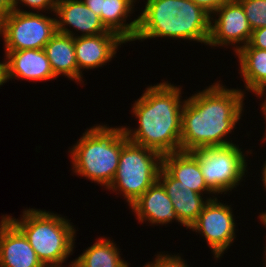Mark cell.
Instances as JSON below:
<instances>
[{
	"label": "cell",
	"mask_w": 266,
	"mask_h": 267,
	"mask_svg": "<svg viewBox=\"0 0 266 267\" xmlns=\"http://www.w3.org/2000/svg\"><path fill=\"white\" fill-rule=\"evenodd\" d=\"M44 51L56 78L62 75L79 84L78 65L72 36L56 32L44 46Z\"/></svg>",
	"instance_id": "d6986e66"
},
{
	"label": "cell",
	"mask_w": 266,
	"mask_h": 267,
	"mask_svg": "<svg viewBox=\"0 0 266 267\" xmlns=\"http://www.w3.org/2000/svg\"><path fill=\"white\" fill-rule=\"evenodd\" d=\"M137 0H104L101 11V22L105 28L118 34L127 43L134 40L138 18L126 22L130 14L134 13Z\"/></svg>",
	"instance_id": "ffe728a7"
},
{
	"label": "cell",
	"mask_w": 266,
	"mask_h": 267,
	"mask_svg": "<svg viewBox=\"0 0 266 267\" xmlns=\"http://www.w3.org/2000/svg\"><path fill=\"white\" fill-rule=\"evenodd\" d=\"M220 81L186 97L182 109L181 151L234 144V132L244 112L245 93Z\"/></svg>",
	"instance_id": "6da1fadb"
},
{
	"label": "cell",
	"mask_w": 266,
	"mask_h": 267,
	"mask_svg": "<svg viewBox=\"0 0 266 267\" xmlns=\"http://www.w3.org/2000/svg\"><path fill=\"white\" fill-rule=\"evenodd\" d=\"M120 249L109 237H99L93 245L75 258L73 267H129Z\"/></svg>",
	"instance_id": "44dd1931"
},
{
	"label": "cell",
	"mask_w": 266,
	"mask_h": 267,
	"mask_svg": "<svg viewBox=\"0 0 266 267\" xmlns=\"http://www.w3.org/2000/svg\"><path fill=\"white\" fill-rule=\"evenodd\" d=\"M251 151L245 152V155L244 150L234 143L190 152L198 159L206 185L218 195L230 193L244 180L248 173L246 157L249 153L252 154Z\"/></svg>",
	"instance_id": "52a82bcc"
},
{
	"label": "cell",
	"mask_w": 266,
	"mask_h": 267,
	"mask_svg": "<svg viewBox=\"0 0 266 267\" xmlns=\"http://www.w3.org/2000/svg\"><path fill=\"white\" fill-rule=\"evenodd\" d=\"M69 148L72 171L107 189L112 183L123 148V128L96 124Z\"/></svg>",
	"instance_id": "277c9868"
},
{
	"label": "cell",
	"mask_w": 266,
	"mask_h": 267,
	"mask_svg": "<svg viewBox=\"0 0 266 267\" xmlns=\"http://www.w3.org/2000/svg\"><path fill=\"white\" fill-rule=\"evenodd\" d=\"M248 44L253 48L266 50V27L253 30Z\"/></svg>",
	"instance_id": "d4e9b609"
},
{
	"label": "cell",
	"mask_w": 266,
	"mask_h": 267,
	"mask_svg": "<svg viewBox=\"0 0 266 267\" xmlns=\"http://www.w3.org/2000/svg\"><path fill=\"white\" fill-rule=\"evenodd\" d=\"M260 222H261V224H263V226H265V228H266V224H265L262 220H260ZM263 256H264V258H263V259H264V263H263V265L265 264L263 267H266V245L264 246V255H263Z\"/></svg>",
	"instance_id": "1f68e13d"
},
{
	"label": "cell",
	"mask_w": 266,
	"mask_h": 267,
	"mask_svg": "<svg viewBox=\"0 0 266 267\" xmlns=\"http://www.w3.org/2000/svg\"><path fill=\"white\" fill-rule=\"evenodd\" d=\"M6 82L8 81L6 71V58L4 57V61H0V87Z\"/></svg>",
	"instance_id": "f1b7e54d"
},
{
	"label": "cell",
	"mask_w": 266,
	"mask_h": 267,
	"mask_svg": "<svg viewBox=\"0 0 266 267\" xmlns=\"http://www.w3.org/2000/svg\"><path fill=\"white\" fill-rule=\"evenodd\" d=\"M182 88L168 81L148 86L131 112L138 127L121 126L129 141L161 155L181 151Z\"/></svg>",
	"instance_id": "7a4b0ae2"
},
{
	"label": "cell",
	"mask_w": 266,
	"mask_h": 267,
	"mask_svg": "<svg viewBox=\"0 0 266 267\" xmlns=\"http://www.w3.org/2000/svg\"><path fill=\"white\" fill-rule=\"evenodd\" d=\"M83 3L91 9L96 15L100 17L101 11L103 10L104 0H82Z\"/></svg>",
	"instance_id": "4316f807"
},
{
	"label": "cell",
	"mask_w": 266,
	"mask_h": 267,
	"mask_svg": "<svg viewBox=\"0 0 266 267\" xmlns=\"http://www.w3.org/2000/svg\"><path fill=\"white\" fill-rule=\"evenodd\" d=\"M160 253V254H159ZM153 262H147L143 267H190L180 255H170L159 252ZM164 253V254H163Z\"/></svg>",
	"instance_id": "603a6c76"
},
{
	"label": "cell",
	"mask_w": 266,
	"mask_h": 267,
	"mask_svg": "<svg viewBox=\"0 0 266 267\" xmlns=\"http://www.w3.org/2000/svg\"><path fill=\"white\" fill-rule=\"evenodd\" d=\"M162 168L174 179L179 180L199 194L216 195L207 185L202 175L198 159L190 151H177L162 155Z\"/></svg>",
	"instance_id": "e0dca14e"
},
{
	"label": "cell",
	"mask_w": 266,
	"mask_h": 267,
	"mask_svg": "<svg viewBox=\"0 0 266 267\" xmlns=\"http://www.w3.org/2000/svg\"><path fill=\"white\" fill-rule=\"evenodd\" d=\"M13 10V0H0V20Z\"/></svg>",
	"instance_id": "83f0119b"
},
{
	"label": "cell",
	"mask_w": 266,
	"mask_h": 267,
	"mask_svg": "<svg viewBox=\"0 0 266 267\" xmlns=\"http://www.w3.org/2000/svg\"><path fill=\"white\" fill-rule=\"evenodd\" d=\"M235 227L236 223L231 205L220 202V199L218 200L216 197L209 200L204 206L189 230L202 235L215 260H219L237 237Z\"/></svg>",
	"instance_id": "9c48e42d"
},
{
	"label": "cell",
	"mask_w": 266,
	"mask_h": 267,
	"mask_svg": "<svg viewBox=\"0 0 266 267\" xmlns=\"http://www.w3.org/2000/svg\"><path fill=\"white\" fill-rule=\"evenodd\" d=\"M136 16V40L174 38L208 45L211 15L192 0H147Z\"/></svg>",
	"instance_id": "3957f363"
},
{
	"label": "cell",
	"mask_w": 266,
	"mask_h": 267,
	"mask_svg": "<svg viewBox=\"0 0 266 267\" xmlns=\"http://www.w3.org/2000/svg\"><path fill=\"white\" fill-rule=\"evenodd\" d=\"M243 7L250 28L266 27V0H238Z\"/></svg>",
	"instance_id": "7402d4cb"
},
{
	"label": "cell",
	"mask_w": 266,
	"mask_h": 267,
	"mask_svg": "<svg viewBox=\"0 0 266 267\" xmlns=\"http://www.w3.org/2000/svg\"><path fill=\"white\" fill-rule=\"evenodd\" d=\"M161 167L162 155L159 152L129 141L123 131L117 172L107 190L122 195L130 207L158 180Z\"/></svg>",
	"instance_id": "8992f818"
},
{
	"label": "cell",
	"mask_w": 266,
	"mask_h": 267,
	"mask_svg": "<svg viewBox=\"0 0 266 267\" xmlns=\"http://www.w3.org/2000/svg\"><path fill=\"white\" fill-rule=\"evenodd\" d=\"M139 223L166 225L174 220L181 223L163 185L157 180L130 206Z\"/></svg>",
	"instance_id": "2e32d148"
},
{
	"label": "cell",
	"mask_w": 266,
	"mask_h": 267,
	"mask_svg": "<svg viewBox=\"0 0 266 267\" xmlns=\"http://www.w3.org/2000/svg\"><path fill=\"white\" fill-rule=\"evenodd\" d=\"M263 95H264V96H263ZM257 97H259V98L264 97V102H266V92H265L264 94H261V95L257 96Z\"/></svg>",
	"instance_id": "d6a6232c"
},
{
	"label": "cell",
	"mask_w": 266,
	"mask_h": 267,
	"mask_svg": "<svg viewBox=\"0 0 266 267\" xmlns=\"http://www.w3.org/2000/svg\"><path fill=\"white\" fill-rule=\"evenodd\" d=\"M158 181L165 188L173 203L174 211L186 230L196 221L209 200L214 199L210 196L205 198L202 194L192 191L179 180L172 178L162 167L158 174Z\"/></svg>",
	"instance_id": "9a60e30c"
},
{
	"label": "cell",
	"mask_w": 266,
	"mask_h": 267,
	"mask_svg": "<svg viewBox=\"0 0 266 267\" xmlns=\"http://www.w3.org/2000/svg\"><path fill=\"white\" fill-rule=\"evenodd\" d=\"M43 13L24 11L14 7L0 20V36L3 37L5 51L24 49H44V46L57 32L56 18Z\"/></svg>",
	"instance_id": "ba28073f"
},
{
	"label": "cell",
	"mask_w": 266,
	"mask_h": 267,
	"mask_svg": "<svg viewBox=\"0 0 266 267\" xmlns=\"http://www.w3.org/2000/svg\"><path fill=\"white\" fill-rule=\"evenodd\" d=\"M127 43L118 34L107 31L94 36L74 38L75 56L78 65V82L84 83V69H95L109 63L122 44Z\"/></svg>",
	"instance_id": "8fae6325"
},
{
	"label": "cell",
	"mask_w": 266,
	"mask_h": 267,
	"mask_svg": "<svg viewBox=\"0 0 266 267\" xmlns=\"http://www.w3.org/2000/svg\"><path fill=\"white\" fill-rule=\"evenodd\" d=\"M239 61L238 73L243 78L244 90L257 96L266 92V50L253 48L249 44L235 53Z\"/></svg>",
	"instance_id": "ac0fdd59"
},
{
	"label": "cell",
	"mask_w": 266,
	"mask_h": 267,
	"mask_svg": "<svg viewBox=\"0 0 266 267\" xmlns=\"http://www.w3.org/2000/svg\"><path fill=\"white\" fill-rule=\"evenodd\" d=\"M206 12L212 15L219 7L231 0H192Z\"/></svg>",
	"instance_id": "484cf974"
},
{
	"label": "cell",
	"mask_w": 266,
	"mask_h": 267,
	"mask_svg": "<svg viewBox=\"0 0 266 267\" xmlns=\"http://www.w3.org/2000/svg\"><path fill=\"white\" fill-rule=\"evenodd\" d=\"M251 34L252 29L242 4L238 0H231L211 15L208 46L213 48L235 45L233 50L236 53L239 48L248 44Z\"/></svg>",
	"instance_id": "30bf717a"
},
{
	"label": "cell",
	"mask_w": 266,
	"mask_h": 267,
	"mask_svg": "<svg viewBox=\"0 0 266 267\" xmlns=\"http://www.w3.org/2000/svg\"><path fill=\"white\" fill-rule=\"evenodd\" d=\"M0 219V267H45L23 232L6 215Z\"/></svg>",
	"instance_id": "4fadbf2b"
},
{
	"label": "cell",
	"mask_w": 266,
	"mask_h": 267,
	"mask_svg": "<svg viewBox=\"0 0 266 267\" xmlns=\"http://www.w3.org/2000/svg\"><path fill=\"white\" fill-rule=\"evenodd\" d=\"M5 57L7 81L10 79H25L33 82L56 80L44 49L5 51Z\"/></svg>",
	"instance_id": "5bb4252c"
},
{
	"label": "cell",
	"mask_w": 266,
	"mask_h": 267,
	"mask_svg": "<svg viewBox=\"0 0 266 267\" xmlns=\"http://www.w3.org/2000/svg\"><path fill=\"white\" fill-rule=\"evenodd\" d=\"M73 263H74V261H71V263L69 264L68 267H73Z\"/></svg>",
	"instance_id": "e575fe53"
},
{
	"label": "cell",
	"mask_w": 266,
	"mask_h": 267,
	"mask_svg": "<svg viewBox=\"0 0 266 267\" xmlns=\"http://www.w3.org/2000/svg\"><path fill=\"white\" fill-rule=\"evenodd\" d=\"M261 220L266 224V215Z\"/></svg>",
	"instance_id": "836d02e7"
},
{
	"label": "cell",
	"mask_w": 266,
	"mask_h": 267,
	"mask_svg": "<svg viewBox=\"0 0 266 267\" xmlns=\"http://www.w3.org/2000/svg\"><path fill=\"white\" fill-rule=\"evenodd\" d=\"M260 107H261L260 111H262V114L264 116L263 118H264V120L266 122V102H263ZM262 139H263V143H264V141H266V127H265V133H264V136H263Z\"/></svg>",
	"instance_id": "4dcf8cb0"
},
{
	"label": "cell",
	"mask_w": 266,
	"mask_h": 267,
	"mask_svg": "<svg viewBox=\"0 0 266 267\" xmlns=\"http://www.w3.org/2000/svg\"><path fill=\"white\" fill-rule=\"evenodd\" d=\"M26 236L45 267H64L62 264L75 248L76 229L70 220L41 209H24L20 219L6 215Z\"/></svg>",
	"instance_id": "5b68a950"
},
{
	"label": "cell",
	"mask_w": 266,
	"mask_h": 267,
	"mask_svg": "<svg viewBox=\"0 0 266 267\" xmlns=\"http://www.w3.org/2000/svg\"><path fill=\"white\" fill-rule=\"evenodd\" d=\"M261 167H263V168L261 169V174L262 175H261L260 178H262L261 181H263L262 182L263 183V187H265L264 190L266 191V160H265V163L263 164V166H261ZM265 215H266V212H261L258 217L261 220Z\"/></svg>",
	"instance_id": "f546056e"
},
{
	"label": "cell",
	"mask_w": 266,
	"mask_h": 267,
	"mask_svg": "<svg viewBox=\"0 0 266 267\" xmlns=\"http://www.w3.org/2000/svg\"><path fill=\"white\" fill-rule=\"evenodd\" d=\"M54 14L57 32L70 35L73 38L94 36L108 31L102 24L100 17L89 9L82 0H57ZM73 29L76 32L79 31L80 35L75 34Z\"/></svg>",
	"instance_id": "7c38bea8"
},
{
	"label": "cell",
	"mask_w": 266,
	"mask_h": 267,
	"mask_svg": "<svg viewBox=\"0 0 266 267\" xmlns=\"http://www.w3.org/2000/svg\"><path fill=\"white\" fill-rule=\"evenodd\" d=\"M57 0H13V7H18V5H22V7L31 8V12L40 13V11H50L51 13L55 12ZM24 5V6H23ZM35 10V11H34Z\"/></svg>",
	"instance_id": "cb8c5ba5"
}]
</instances>
